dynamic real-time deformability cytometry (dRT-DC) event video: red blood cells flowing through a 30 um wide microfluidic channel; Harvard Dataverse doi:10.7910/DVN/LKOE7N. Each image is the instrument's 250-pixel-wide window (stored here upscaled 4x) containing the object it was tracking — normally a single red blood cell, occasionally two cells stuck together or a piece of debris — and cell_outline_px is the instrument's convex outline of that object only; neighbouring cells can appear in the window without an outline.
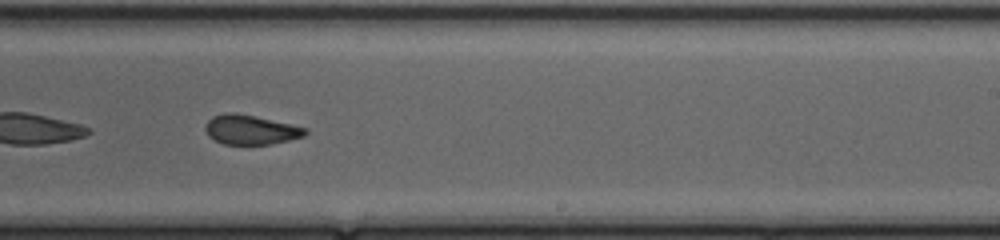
{"species": "common noctule bat (a hibernating species)", "species_latin": "Nyctalus noctula", "temperature_condition": "cold", "stored_images_in_passage": 38, "camera_frame_rate_fps": 3000, "um_per_image_px": 0.085, "animal": {"sex": "female", "body_mass_g": 20.0, "forearm_length_mm": 54.0}, "frame": {"image": 1, "passage_image": 22, "time_ms": 7.0, "image_size_px": [1000, 240], "cell_outline_px": [[308, 132], [304, 136], [272, 144], [224, 144], [208, 136], [204, 128], [204, 124], [212, 116], [224, 112], [236, 112], [256, 116], [292, 124], [308, 128]], "centroid_in_image_um": [21.29, 11.01], "position_along_channel_um": 267.7, "area_um2": 17.4}, "authors_computed_cell_mechanics": {"area_um2": 18.0336, "velocity_mm_per_s": 4.2407, "shape_relaxation_time_tau1_ms": null, "shape_relaxation_time_tau2_ms": 1.8964, "deformation_change_tau1": null, "deformation_change_tau2": 0.0921}}